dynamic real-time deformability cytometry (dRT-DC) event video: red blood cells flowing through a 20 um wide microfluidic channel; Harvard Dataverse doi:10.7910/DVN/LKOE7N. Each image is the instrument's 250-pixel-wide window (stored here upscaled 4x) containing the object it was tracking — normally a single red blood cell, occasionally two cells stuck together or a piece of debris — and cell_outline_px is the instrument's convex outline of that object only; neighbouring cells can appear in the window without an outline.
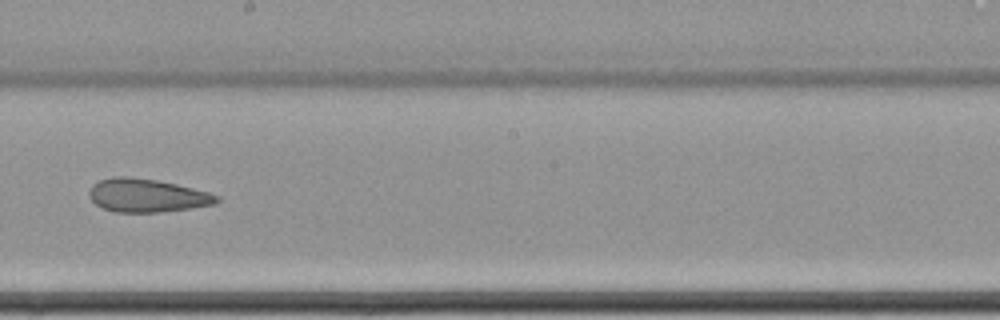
{"species": "common noctule bat (a hibernating species)", "species_latin": "Nyctalus noctula", "temperature_condition": "cold", "stored_images_in_passage": 16, "camera_frame_rate_fps": 3000, "um_per_image_px": 0.085, "animal": {"sex": "female", "body_mass_g": 22.7, "forearm_length_mm": 54.2}, "frame": {"image": 1, "passage_image": 10, "time_ms": 3.0, "image_size_px": [1000, 320], "cell_outline_px": [[220, 200], [216, 204], [160, 212], [116, 212], [104, 208], [96, 204], [88, 196], [88, 192], [92, 184], [100, 180], [112, 176], [128, 176], [156, 180], [176, 184], [208, 192], [220, 196]], "centroid_in_image_um": [12.47, 16.61], "position_along_channel_um": 235.7, "area_um2": 24.74}}
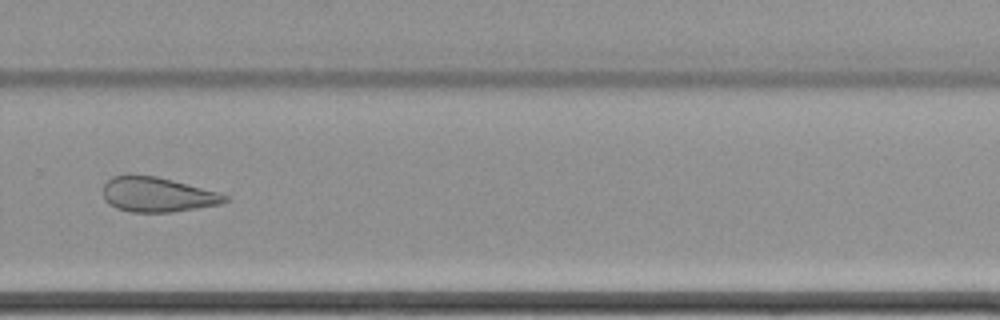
{"frame": {"image": 2, "passage_image": 12, "time_ms": 3.667, "image_size_px": [1000, 320], "cell_outline_px": [[228, 200], [220, 204], [172, 212], [132, 212], [116, 208], [108, 204], [104, 200], [104, 184], [112, 176], [128, 172], [156, 176], [220, 192], [228, 196]], "centroid_in_image_um": [13.33, 16.51], "position_along_channel_um": 316.5, "area_um2": 25.09}}